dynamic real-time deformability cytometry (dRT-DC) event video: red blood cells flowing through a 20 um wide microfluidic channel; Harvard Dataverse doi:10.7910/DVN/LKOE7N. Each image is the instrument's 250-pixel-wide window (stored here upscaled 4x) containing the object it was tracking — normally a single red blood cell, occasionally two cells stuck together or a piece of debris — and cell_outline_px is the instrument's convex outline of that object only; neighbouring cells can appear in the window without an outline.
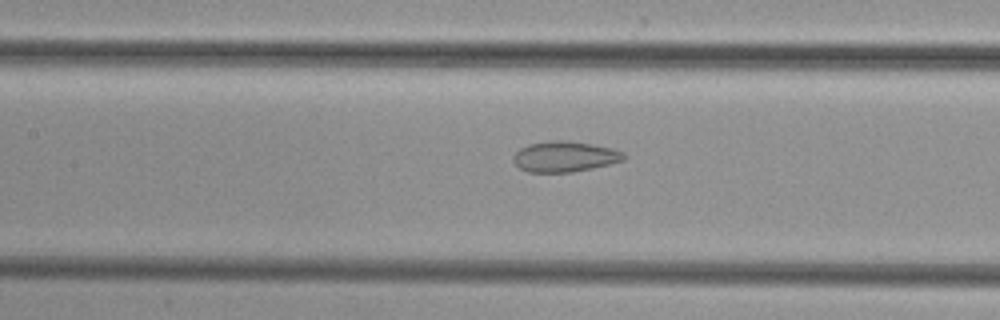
{"species": "common noctule bat (a hibernating species)", "species_latin": "Nyctalus noctula", "temperature_condition": "cold", "stored_images_in_passage": 41, "camera_frame_rate_fps": 3000, "um_per_image_px": 0.085, "animal": {"sex": "female", "body_mass_g": 29.2, "forearm_length_mm": 56.3}, "frame": {"image": 1, "passage_image": 14, "time_ms": 4.333, "image_size_px": [1000, 320], "cell_outline_px": [[624, 160], [592, 168], [572, 172], [528, 172], [520, 168], [512, 160], [512, 156], [520, 148], [528, 144], [548, 140], [564, 140], [592, 144], [612, 148], [624, 152]], "centroid_in_image_um": [47.97, 13.3], "position_along_channel_um": 159.4, "area_um2": 19.71}}
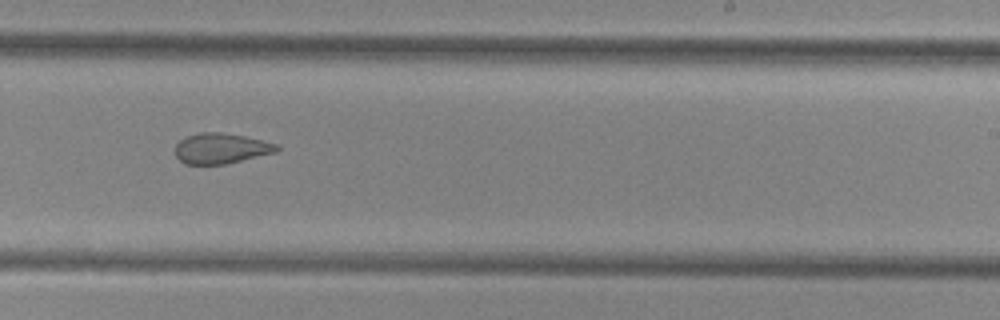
{"frame": {"image": 2, "passage_image": 22, "time_ms": 7.0, "image_size_px": [1000, 320], "cell_outline_px": [[280, 148], [276, 152], [224, 164], [184, 164], [176, 156], [176, 144], [180, 140], [188, 136], [200, 132], [220, 132], [244, 136], [276, 144]], "centroid_in_image_um": [18.76, 12.61], "position_along_channel_um": 270.2, "area_um2": 17.74}}
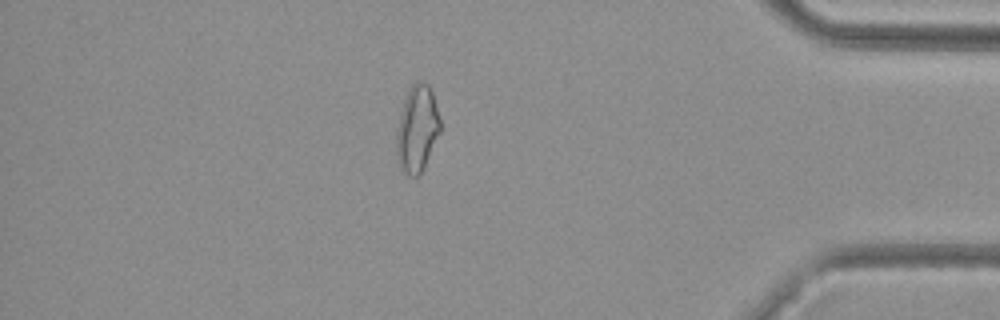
{"frame": {"image": 3, "passage_image": 34, "time_ms": 11.0, "image_size_px": [1000, 320], "cell_outline_px": [[440, 132], [424, 168], [416, 176], [408, 176], [400, 168], [396, 152], [396, 132], [404, 100], [408, 88], [412, 84], [420, 80], [428, 84], [432, 92], [440, 120]], "centroid_in_image_um": [35.45, 10.95], "position_along_channel_um": 399.8, "area_um2": 21.96}}